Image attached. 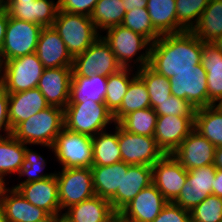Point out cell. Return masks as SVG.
<instances>
[{
  "mask_svg": "<svg viewBox=\"0 0 222 222\" xmlns=\"http://www.w3.org/2000/svg\"><path fill=\"white\" fill-rule=\"evenodd\" d=\"M136 72L147 87L153 109L160 105L161 102L169 99L171 96V86L167 77L158 74L149 65L137 69Z\"/></svg>",
  "mask_w": 222,
  "mask_h": 222,
  "instance_id": "36",
  "label": "cell"
},
{
  "mask_svg": "<svg viewBox=\"0 0 222 222\" xmlns=\"http://www.w3.org/2000/svg\"><path fill=\"white\" fill-rule=\"evenodd\" d=\"M204 44L192 31L161 35L151 43L149 66L168 79L178 72L193 70L201 63Z\"/></svg>",
  "mask_w": 222,
  "mask_h": 222,
  "instance_id": "1",
  "label": "cell"
},
{
  "mask_svg": "<svg viewBox=\"0 0 222 222\" xmlns=\"http://www.w3.org/2000/svg\"><path fill=\"white\" fill-rule=\"evenodd\" d=\"M107 78L101 75L72 76L69 103H84L88 100L105 103Z\"/></svg>",
  "mask_w": 222,
  "mask_h": 222,
  "instance_id": "27",
  "label": "cell"
},
{
  "mask_svg": "<svg viewBox=\"0 0 222 222\" xmlns=\"http://www.w3.org/2000/svg\"><path fill=\"white\" fill-rule=\"evenodd\" d=\"M55 222H72V221L68 219L65 214L62 213V215L58 214L56 216Z\"/></svg>",
  "mask_w": 222,
  "mask_h": 222,
  "instance_id": "54",
  "label": "cell"
},
{
  "mask_svg": "<svg viewBox=\"0 0 222 222\" xmlns=\"http://www.w3.org/2000/svg\"><path fill=\"white\" fill-rule=\"evenodd\" d=\"M192 32L204 43L222 35V0H210Z\"/></svg>",
  "mask_w": 222,
  "mask_h": 222,
  "instance_id": "31",
  "label": "cell"
},
{
  "mask_svg": "<svg viewBox=\"0 0 222 222\" xmlns=\"http://www.w3.org/2000/svg\"><path fill=\"white\" fill-rule=\"evenodd\" d=\"M146 37L151 43H154L161 36L154 28L147 8H141L126 12L122 24Z\"/></svg>",
  "mask_w": 222,
  "mask_h": 222,
  "instance_id": "40",
  "label": "cell"
},
{
  "mask_svg": "<svg viewBox=\"0 0 222 222\" xmlns=\"http://www.w3.org/2000/svg\"><path fill=\"white\" fill-rule=\"evenodd\" d=\"M106 31L107 34L103 36V39L109 44L116 60L123 68H130L129 63L133 60L132 58L145 48V53L140 54L134 62H139L138 69L149 65L151 42L146 37L121 24L108 28Z\"/></svg>",
  "mask_w": 222,
  "mask_h": 222,
  "instance_id": "5",
  "label": "cell"
},
{
  "mask_svg": "<svg viewBox=\"0 0 222 222\" xmlns=\"http://www.w3.org/2000/svg\"><path fill=\"white\" fill-rule=\"evenodd\" d=\"M191 222H222V198L208 195L190 210Z\"/></svg>",
  "mask_w": 222,
  "mask_h": 222,
  "instance_id": "41",
  "label": "cell"
},
{
  "mask_svg": "<svg viewBox=\"0 0 222 222\" xmlns=\"http://www.w3.org/2000/svg\"><path fill=\"white\" fill-rule=\"evenodd\" d=\"M98 0H58L59 10L91 16Z\"/></svg>",
  "mask_w": 222,
  "mask_h": 222,
  "instance_id": "45",
  "label": "cell"
},
{
  "mask_svg": "<svg viewBox=\"0 0 222 222\" xmlns=\"http://www.w3.org/2000/svg\"><path fill=\"white\" fill-rule=\"evenodd\" d=\"M64 128V109L49 106L19 123L12 135L24 144H41L51 148L56 136Z\"/></svg>",
  "mask_w": 222,
  "mask_h": 222,
  "instance_id": "2",
  "label": "cell"
},
{
  "mask_svg": "<svg viewBox=\"0 0 222 222\" xmlns=\"http://www.w3.org/2000/svg\"><path fill=\"white\" fill-rule=\"evenodd\" d=\"M201 64L207 73L208 98L215 104L222 98V52L212 43H205Z\"/></svg>",
  "mask_w": 222,
  "mask_h": 222,
  "instance_id": "26",
  "label": "cell"
},
{
  "mask_svg": "<svg viewBox=\"0 0 222 222\" xmlns=\"http://www.w3.org/2000/svg\"><path fill=\"white\" fill-rule=\"evenodd\" d=\"M147 11L160 35L178 33L176 0H147Z\"/></svg>",
  "mask_w": 222,
  "mask_h": 222,
  "instance_id": "29",
  "label": "cell"
},
{
  "mask_svg": "<svg viewBox=\"0 0 222 222\" xmlns=\"http://www.w3.org/2000/svg\"><path fill=\"white\" fill-rule=\"evenodd\" d=\"M153 222H191L190 211L168 202Z\"/></svg>",
  "mask_w": 222,
  "mask_h": 222,
  "instance_id": "44",
  "label": "cell"
},
{
  "mask_svg": "<svg viewBox=\"0 0 222 222\" xmlns=\"http://www.w3.org/2000/svg\"><path fill=\"white\" fill-rule=\"evenodd\" d=\"M157 116L176 115L183 117H195V109L184 99L171 95L168 100L161 102L155 109Z\"/></svg>",
  "mask_w": 222,
  "mask_h": 222,
  "instance_id": "43",
  "label": "cell"
},
{
  "mask_svg": "<svg viewBox=\"0 0 222 222\" xmlns=\"http://www.w3.org/2000/svg\"><path fill=\"white\" fill-rule=\"evenodd\" d=\"M151 102L144 81L137 75L128 87L120 108L113 114L114 123H119L127 114L150 108Z\"/></svg>",
  "mask_w": 222,
  "mask_h": 222,
  "instance_id": "34",
  "label": "cell"
},
{
  "mask_svg": "<svg viewBox=\"0 0 222 222\" xmlns=\"http://www.w3.org/2000/svg\"><path fill=\"white\" fill-rule=\"evenodd\" d=\"M213 166L222 169V146L216 147Z\"/></svg>",
  "mask_w": 222,
  "mask_h": 222,
  "instance_id": "50",
  "label": "cell"
},
{
  "mask_svg": "<svg viewBox=\"0 0 222 222\" xmlns=\"http://www.w3.org/2000/svg\"><path fill=\"white\" fill-rule=\"evenodd\" d=\"M216 147L193 129L172 153L185 170L213 165Z\"/></svg>",
  "mask_w": 222,
  "mask_h": 222,
  "instance_id": "16",
  "label": "cell"
},
{
  "mask_svg": "<svg viewBox=\"0 0 222 222\" xmlns=\"http://www.w3.org/2000/svg\"><path fill=\"white\" fill-rule=\"evenodd\" d=\"M194 129L215 147L222 146V112L214 105L195 109Z\"/></svg>",
  "mask_w": 222,
  "mask_h": 222,
  "instance_id": "32",
  "label": "cell"
},
{
  "mask_svg": "<svg viewBox=\"0 0 222 222\" xmlns=\"http://www.w3.org/2000/svg\"><path fill=\"white\" fill-rule=\"evenodd\" d=\"M52 27L74 58L85 52L100 36L91 18L59 10Z\"/></svg>",
  "mask_w": 222,
  "mask_h": 222,
  "instance_id": "3",
  "label": "cell"
},
{
  "mask_svg": "<svg viewBox=\"0 0 222 222\" xmlns=\"http://www.w3.org/2000/svg\"><path fill=\"white\" fill-rule=\"evenodd\" d=\"M153 184L168 202H173L187 182V170L172 154H164L152 166Z\"/></svg>",
  "mask_w": 222,
  "mask_h": 222,
  "instance_id": "13",
  "label": "cell"
},
{
  "mask_svg": "<svg viewBox=\"0 0 222 222\" xmlns=\"http://www.w3.org/2000/svg\"><path fill=\"white\" fill-rule=\"evenodd\" d=\"M125 5V12H129L136 9L147 8V0H121Z\"/></svg>",
  "mask_w": 222,
  "mask_h": 222,
  "instance_id": "48",
  "label": "cell"
},
{
  "mask_svg": "<svg viewBox=\"0 0 222 222\" xmlns=\"http://www.w3.org/2000/svg\"><path fill=\"white\" fill-rule=\"evenodd\" d=\"M118 143L122 161L131 165L153 166L164 155L154 137L127 132L119 124Z\"/></svg>",
  "mask_w": 222,
  "mask_h": 222,
  "instance_id": "12",
  "label": "cell"
},
{
  "mask_svg": "<svg viewBox=\"0 0 222 222\" xmlns=\"http://www.w3.org/2000/svg\"><path fill=\"white\" fill-rule=\"evenodd\" d=\"M8 104H9V95L4 87L0 88V130L6 132V137L12 134V129L9 123L8 117ZM4 138L2 134L0 139Z\"/></svg>",
  "mask_w": 222,
  "mask_h": 222,
  "instance_id": "46",
  "label": "cell"
},
{
  "mask_svg": "<svg viewBox=\"0 0 222 222\" xmlns=\"http://www.w3.org/2000/svg\"><path fill=\"white\" fill-rule=\"evenodd\" d=\"M215 173L216 168L213 165L188 170L187 182L173 203L185 210H192L212 194Z\"/></svg>",
  "mask_w": 222,
  "mask_h": 222,
  "instance_id": "14",
  "label": "cell"
},
{
  "mask_svg": "<svg viewBox=\"0 0 222 222\" xmlns=\"http://www.w3.org/2000/svg\"><path fill=\"white\" fill-rule=\"evenodd\" d=\"M217 102H218V104L215 103L214 106H215L219 111L222 112V98L219 99Z\"/></svg>",
  "mask_w": 222,
  "mask_h": 222,
  "instance_id": "57",
  "label": "cell"
},
{
  "mask_svg": "<svg viewBox=\"0 0 222 222\" xmlns=\"http://www.w3.org/2000/svg\"><path fill=\"white\" fill-rule=\"evenodd\" d=\"M129 71H132L131 68H122L107 78V91L104 101L112 114L120 108L130 82L137 76V73H135V75L133 74L132 78H130Z\"/></svg>",
  "mask_w": 222,
  "mask_h": 222,
  "instance_id": "37",
  "label": "cell"
},
{
  "mask_svg": "<svg viewBox=\"0 0 222 222\" xmlns=\"http://www.w3.org/2000/svg\"><path fill=\"white\" fill-rule=\"evenodd\" d=\"M209 1L210 0H176L178 33L192 31Z\"/></svg>",
  "mask_w": 222,
  "mask_h": 222,
  "instance_id": "39",
  "label": "cell"
},
{
  "mask_svg": "<svg viewBox=\"0 0 222 222\" xmlns=\"http://www.w3.org/2000/svg\"><path fill=\"white\" fill-rule=\"evenodd\" d=\"M115 125L114 134L105 130L92 137V166H108L122 161L118 143V123Z\"/></svg>",
  "mask_w": 222,
  "mask_h": 222,
  "instance_id": "30",
  "label": "cell"
},
{
  "mask_svg": "<svg viewBox=\"0 0 222 222\" xmlns=\"http://www.w3.org/2000/svg\"><path fill=\"white\" fill-rule=\"evenodd\" d=\"M7 23L8 12L4 5L0 2V51L5 37Z\"/></svg>",
  "mask_w": 222,
  "mask_h": 222,
  "instance_id": "47",
  "label": "cell"
},
{
  "mask_svg": "<svg viewBox=\"0 0 222 222\" xmlns=\"http://www.w3.org/2000/svg\"><path fill=\"white\" fill-rule=\"evenodd\" d=\"M25 144L12 134L0 139V182L4 185V176L19 173L24 166Z\"/></svg>",
  "mask_w": 222,
  "mask_h": 222,
  "instance_id": "33",
  "label": "cell"
},
{
  "mask_svg": "<svg viewBox=\"0 0 222 222\" xmlns=\"http://www.w3.org/2000/svg\"><path fill=\"white\" fill-rule=\"evenodd\" d=\"M0 207L8 222H36L49 215L44 209L26 200L17 189H7L5 184L0 190Z\"/></svg>",
  "mask_w": 222,
  "mask_h": 222,
  "instance_id": "21",
  "label": "cell"
},
{
  "mask_svg": "<svg viewBox=\"0 0 222 222\" xmlns=\"http://www.w3.org/2000/svg\"><path fill=\"white\" fill-rule=\"evenodd\" d=\"M12 18L33 22L42 27H52L59 3L53 0H35L22 2H1Z\"/></svg>",
  "mask_w": 222,
  "mask_h": 222,
  "instance_id": "18",
  "label": "cell"
},
{
  "mask_svg": "<svg viewBox=\"0 0 222 222\" xmlns=\"http://www.w3.org/2000/svg\"><path fill=\"white\" fill-rule=\"evenodd\" d=\"M171 95L187 100L194 109L214 105L208 98L207 73L202 64L169 78Z\"/></svg>",
  "mask_w": 222,
  "mask_h": 222,
  "instance_id": "11",
  "label": "cell"
},
{
  "mask_svg": "<svg viewBox=\"0 0 222 222\" xmlns=\"http://www.w3.org/2000/svg\"><path fill=\"white\" fill-rule=\"evenodd\" d=\"M195 127V117L157 116L154 138L164 154H172Z\"/></svg>",
  "mask_w": 222,
  "mask_h": 222,
  "instance_id": "15",
  "label": "cell"
},
{
  "mask_svg": "<svg viewBox=\"0 0 222 222\" xmlns=\"http://www.w3.org/2000/svg\"><path fill=\"white\" fill-rule=\"evenodd\" d=\"M22 1H35V0H0V2H22Z\"/></svg>",
  "mask_w": 222,
  "mask_h": 222,
  "instance_id": "58",
  "label": "cell"
},
{
  "mask_svg": "<svg viewBox=\"0 0 222 222\" xmlns=\"http://www.w3.org/2000/svg\"><path fill=\"white\" fill-rule=\"evenodd\" d=\"M5 69V60L0 55V88L4 87V70ZM3 70V73L1 72ZM2 73V74H1Z\"/></svg>",
  "mask_w": 222,
  "mask_h": 222,
  "instance_id": "52",
  "label": "cell"
},
{
  "mask_svg": "<svg viewBox=\"0 0 222 222\" xmlns=\"http://www.w3.org/2000/svg\"><path fill=\"white\" fill-rule=\"evenodd\" d=\"M111 222H133V221L124 217L120 212H115L111 216Z\"/></svg>",
  "mask_w": 222,
  "mask_h": 222,
  "instance_id": "51",
  "label": "cell"
},
{
  "mask_svg": "<svg viewBox=\"0 0 222 222\" xmlns=\"http://www.w3.org/2000/svg\"><path fill=\"white\" fill-rule=\"evenodd\" d=\"M8 95V117L12 130L22 121L50 106L37 87Z\"/></svg>",
  "mask_w": 222,
  "mask_h": 222,
  "instance_id": "24",
  "label": "cell"
},
{
  "mask_svg": "<svg viewBox=\"0 0 222 222\" xmlns=\"http://www.w3.org/2000/svg\"><path fill=\"white\" fill-rule=\"evenodd\" d=\"M72 66L44 68L37 88L50 106L64 109L69 103Z\"/></svg>",
  "mask_w": 222,
  "mask_h": 222,
  "instance_id": "17",
  "label": "cell"
},
{
  "mask_svg": "<svg viewBox=\"0 0 222 222\" xmlns=\"http://www.w3.org/2000/svg\"><path fill=\"white\" fill-rule=\"evenodd\" d=\"M156 121L157 114L150 107L127 114L118 124L127 132L154 137Z\"/></svg>",
  "mask_w": 222,
  "mask_h": 222,
  "instance_id": "38",
  "label": "cell"
},
{
  "mask_svg": "<svg viewBox=\"0 0 222 222\" xmlns=\"http://www.w3.org/2000/svg\"><path fill=\"white\" fill-rule=\"evenodd\" d=\"M212 194L222 198V169L216 168L215 181L212 184Z\"/></svg>",
  "mask_w": 222,
  "mask_h": 222,
  "instance_id": "49",
  "label": "cell"
},
{
  "mask_svg": "<svg viewBox=\"0 0 222 222\" xmlns=\"http://www.w3.org/2000/svg\"><path fill=\"white\" fill-rule=\"evenodd\" d=\"M58 214H49L47 217L40 219L36 222H55L56 216Z\"/></svg>",
  "mask_w": 222,
  "mask_h": 222,
  "instance_id": "53",
  "label": "cell"
},
{
  "mask_svg": "<svg viewBox=\"0 0 222 222\" xmlns=\"http://www.w3.org/2000/svg\"><path fill=\"white\" fill-rule=\"evenodd\" d=\"M121 0H98L90 16L96 30H106L122 24L125 9Z\"/></svg>",
  "mask_w": 222,
  "mask_h": 222,
  "instance_id": "35",
  "label": "cell"
},
{
  "mask_svg": "<svg viewBox=\"0 0 222 222\" xmlns=\"http://www.w3.org/2000/svg\"><path fill=\"white\" fill-rule=\"evenodd\" d=\"M0 222H8L7 218L5 217L3 209L0 207Z\"/></svg>",
  "mask_w": 222,
  "mask_h": 222,
  "instance_id": "56",
  "label": "cell"
},
{
  "mask_svg": "<svg viewBox=\"0 0 222 222\" xmlns=\"http://www.w3.org/2000/svg\"><path fill=\"white\" fill-rule=\"evenodd\" d=\"M114 122L113 114L105 103L92 100L68 103L64 108V127L72 132L94 137Z\"/></svg>",
  "mask_w": 222,
  "mask_h": 222,
  "instance_id": "4",
  "label": "cell"
},
{
  "mask_svg": "<svg viewBox=\"0 0 222 222\" xmlns=\"http://www.w3.org/2000/svg\"><path fill=\"white\" fill-rule=\"evenodd\" d=\"M114 213L110 201L94 195L71 206L64 214L72 222H107Z\"/></svg>",
  "mask_w": 222,
  "mask_h": 222,
  "instance_id": "28",
  "label": "cell"
},
{
  "mask_svg": "<svg viewBox=\"0 0 222 222\" xmlns=\"http://www.w3.org/2000/svg\"><path fill=\"white\" fill-rule=\"evenodd\" d=\"M222 52V35L219 36L214 42H212Z\"/></svg>",
  "mask_w": 222,
  "mask_h": 222,
  "instance_id": "55",
  "label": "cell"
},
{
  "mask_svg": "<svg viewBox=\"0 0 222 222\" xmlns=\"http://www.w3.org/2000/svg\"><path fill=\"white\" fill-rule=\"evenodd\" d=\"M167 203L152 183L139 192L120 213L133 222H153Z\"/></svg>",
  "mask_w": 222,
  "mask_h": 222,
  "instance_id": "19",
  "label": "cell"
},
{
  "mask_svg": "<svg viewBox=\"0 0 222 222\" xmlns=\"http://www.w3.org/2000/svg\"><path fill=\"white\" fill-rule=\"evenodd\" d=\"M43 27L28 21L12 18L8 23L0 55L5 61L34 53Z\"/></svg>",
  "mask_w": 222,
  "mask_h": 222,
  "instance_id": "8",
  "label": "cell"
},
{
  "mask_svg": "<svg viewBox=\"0 0 222 222\" xmlns=\"http://www.w3.org/2000/svg\"><path fill=\"white\" fill-rule=\"evenodd\" d=\"M35 53L44 68L73 66V57L53 27H43Z\"/></svg>",
  "mask_w": 222,
  "mask_h": 222,
  "instance_id": "20",
  "label": "cell"
},
{
  "mask_svg": "<svg viewBox=\"0 0 222 222\" xmlns=\"http://www.w3.org/2000/svg\"><path fill=\"white\" fill-rule=\"evenodd\" d=\"M45 160L41 155L38 153H35L31 149L27 148L25 144V151H24V166L20 169L19 171V177L23 175H27V179L20 184H17L14 189H17L21 184H27L30 182H35L39 180H43L45 178L53 177L56 174L55 173H50V174H42L40 171L44 169L46 166ZM39 174V175H38Z\"/></svg>",
  "mask_w": 222,
  "mask_h": 222,
  "instance_id": "42",
  "label": "cell"
},
{
  "mask_svg": "<svg viewBox=\"0 0 222 222\" xmlns=\"http://www.w3.org/2000/svg\"><path fill=\"white\" fill-rule=\"evenodd\" d=\"M43 70L35 52L5 61L4 88L8 94L36 88Z\"/></svg>",
  "mask_w": 222,
  "mask_h": 222,
  "instance_id": "10",
  "label": "cell"
},
{
  "mask_svg": "<svg viewBox=\"0 0 222 222\" xmlns=\"http://www.w3.org/2000/svg\"><path fill=\"white\" fill-rule=\"evenodd\" d=\"M122 68L109 44L100 35L85 52L73 58L72 76L101 75L108 77Z\"/></svg>",
  "mask_w": 222,
  "mask_h": 222,
  "instance_id": "7",
  "label": "cell"
},
{
  "mask_svg": "<svg viewBox=\"0 0 222 222\" xmlns=\"http://www.w3.org/2000/svg\"><path fill=\"white\" fill-rule=\"evenodd\" d=\"M130 165L120 161L108 166H92L95 195L111 201L116 192H121L123 170H128Z\"/></svg>",
  "mask_w": 222,
  "mask_h": 222,
  "instance_id": "25",
  "label": "cell"
},
{
  "mask_svg": "<svg viewBox=\"0 0 222 222\" xmlns=\"http://www.w3.org/2000/svg\"><path fill=\"white\" fill-rule=\"evenodd\" d=\"M17 190L31 204L44 209L49 214H60L61 209L56 176L21 184Z\"/></svg>",
  "mask_w": 222,
  "mask_h": 222,
  "instance_id": "23",
  "label": "cell"
},
{
  "mask_svg": "<svg viewBox=\"0 0 222 222\" xmlns=\"http://www.w3.org/2000/svg\"><path fill=\"white\" fill-rule=\"evenodd\" d=\"M54 154L62 168H91L93 164L92 137L72 132L65 127L56 136Z\"/></svg>",
  "mask_w": 222,
  "mask_h": 222,
  "instance_id": "6",
  "label": "cell"
},
{
  "mask_svg": "<svg viewBox=\"0 0 222 222\" xmlns=\"http://www.w3.org/2000/svg\"><path fill=\"white\" fill-rule=\"evenodd\" d=\"M153 182L152 166L130 165L123 170L121 192L110 201L114 212H120L135 196Z\"/></svg>",
  "mask_w": 222,
  "mask_h": 222,
  "instance_id": "22",
  "label": "cell"
},
{
  "mask_svg": "<svg viewBox=\"0 0 222 222\" xmlns=\"http://www.w3.org/2000/svg\"><path fill=\"white\" fill-rule=\"evenodd\" d=\"M55 176L61 210L95 195L91 168H62Z\"/></svg>",
  "mask_w": 222,
  "mask_h": 222,
  "instance_id": "9",
  "label": "cell"
}]
</instances>
